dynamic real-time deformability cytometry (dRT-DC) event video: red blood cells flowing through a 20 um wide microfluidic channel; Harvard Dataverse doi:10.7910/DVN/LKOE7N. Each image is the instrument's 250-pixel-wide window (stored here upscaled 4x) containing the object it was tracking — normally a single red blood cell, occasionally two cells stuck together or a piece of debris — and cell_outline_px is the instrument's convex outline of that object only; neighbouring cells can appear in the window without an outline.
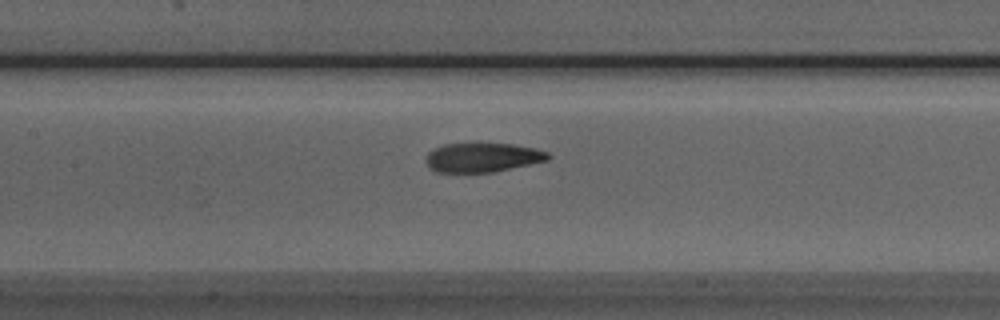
{"species": "Egyptian fruit bat (a non-hibernating species)", "species_latin": "Rousettus aegyptiacus", "temperature_condition": "room temperature", "stored_images_in_passage": 42, "camera_frame_rate_fps": 3000, "um_per_image_px": 0.085, "animal": {"sex": "male"}, "frame": {"image": 1, "passage_image": 23, "time_ms": 7.333, "image_size_px": [1000, 320], "cell_outline_px": [[552, 156], [548, 160], [492, 172], [436, 172], [428, 168], [424, 160], [424, 156], [432, 148], [444, 144], [512, 144], [536, 148], [548, 152]], "centroid_in_image_um": [40.96, 13.38], "position_along_channel_um": 166.4, "area_um2": 20.92}}
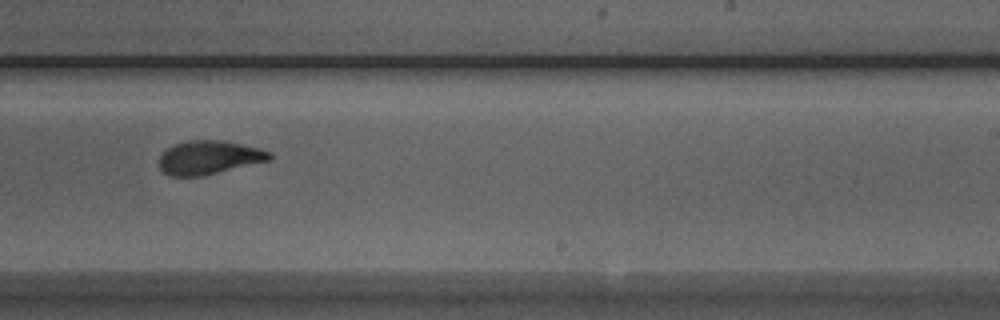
{"frame": {"image": 2, "passage_image": 31, "time_ms": 10.0, "image_size_px": [1000, 320], "cell_outline_px": [[272, 160], [200, 176], [172, 176], [164, 172], [160, 168], [160, 156], [168, 148], [176, 144], [188, 140], [224, 140], [260, 148], [272, 152]], "centroid_in_image_um": [17.82, 13.38], "position_along_channel_um": 271.2, "area_um2": 21.56}}
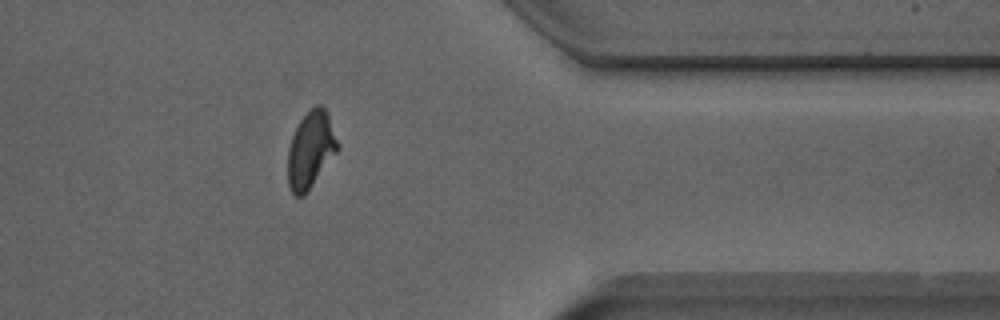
{"frame": {"image": 3, "passage_image": 41, "time_ms": 13.333, "image_size_px": [1000, 320], "cell_outline_px": [[340, 148], [304, 196], [296, 196], [292, 192], [288, 184], [288, 148], [292, 136], [300, 120], [316, 104], [320, 104], [324, 108], [328, 116], [340, 144]], "centroid_in_image_um": [26.42, 12.74], "position_along_channel_um": 385.0, "area_um2": 22.08}}